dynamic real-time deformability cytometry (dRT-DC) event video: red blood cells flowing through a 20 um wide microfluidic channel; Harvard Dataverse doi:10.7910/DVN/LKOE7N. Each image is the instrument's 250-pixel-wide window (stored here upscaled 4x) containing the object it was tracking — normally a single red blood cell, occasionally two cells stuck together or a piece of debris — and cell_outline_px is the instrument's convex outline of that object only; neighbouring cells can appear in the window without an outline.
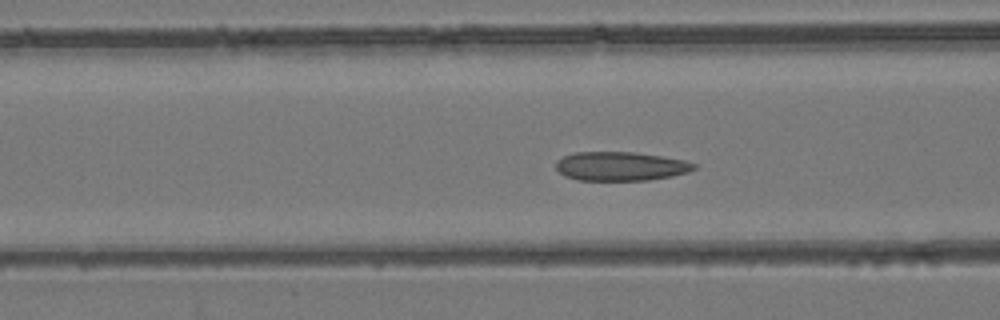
{"species": "common noctule bat (a hibernating species)", "species_latin": "Nyctalus noctula", "temperature_condition": "room temperature", "stored_images_in_passage": 54, "camera_frame_rate_fps": 3000, "um_per_image_px": 0.085, "animal": {"sex": "female", "body_mass_g": 24.6, "forearm_length_mm": 56.2}, "frame": {"image": 1, "passage_image": 22, "time_ms": 7.0, "image_size_px": [1000, 320], "cell_outline_px": [[696, 168], [688, 172], [672, 176], [648, 180], [580, 180], [564, 176], [556, 168], [556, 160], [564, 156], [576, 152], [632, 152], [660, 156], [684, 160], [696, 164]], "centroid_in_image_um": [52.74, 14.13], "position_along_channel_um": 113.9, "area_um2": 23.18}}
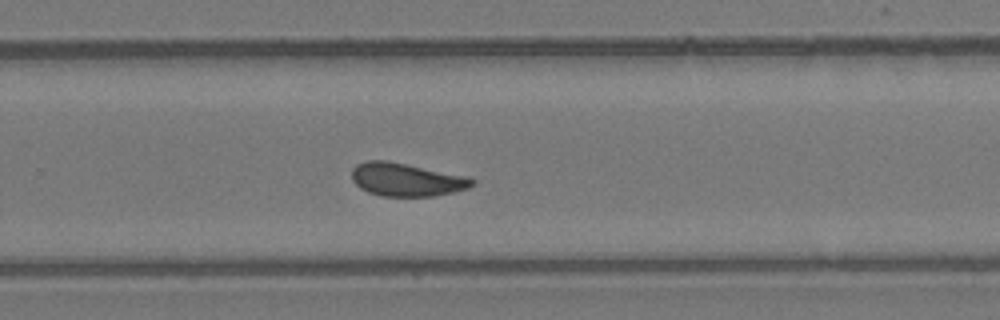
{"frame": {"image": 2, "passage_image": 36, "time_ms": 11.667, "image_size_px": [1000, 320], "cell_outline_px": [[476, 184], [468, 188], [452, 192], [432, 196], [380, 196], [368, 192], [360, 188], [352, 180], [352, 168], [356, 164], [364, 160], [388, 160], [464, 176], [476, 180]], "centroid_in_image_um": [34.5, 15.26], "position_along_channel_um": 295.3, "area_um2": 23.24}}
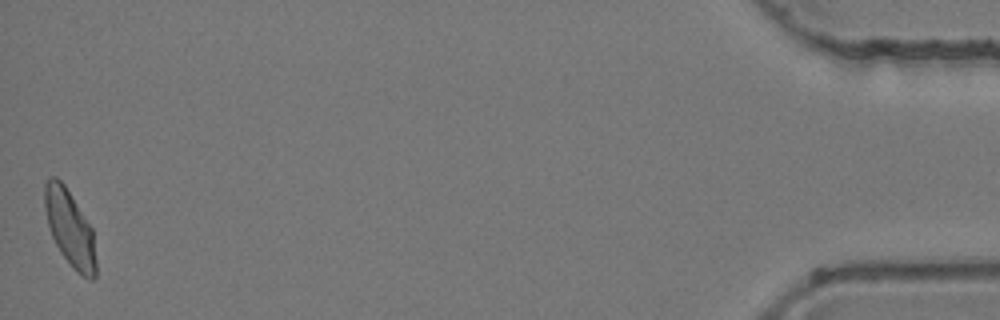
{"frame": {"image": 3, "passage_image": 54, "time_ms": 17.667, "image_size_px": [1000, 320], "cell_outline_px": [[96, 280], [88, 280], [80, 276], [72, 268], [60, 252], [52, 236], [48, 224], [44, 204], [44, 184], [48, 176], [56, 176], [64, 184], [92, 228], [96, 260]], "centroid_in_image_um": [5.94, 19.44], "position_along_channel_um": 429.3, "area_um2": 22.95}, "authors_computed_cell_mechanics": {"area_um2": 23.409, "velocity_mm_per_s": 3.8832, "shape_relaxation_time_tau1_ms": 8.6531, "shape_relaxation_time_tau2_ms": 1.6587, "deformation_change_tau1": 0.1668, "deformation_change_tau2": 0.0835}}